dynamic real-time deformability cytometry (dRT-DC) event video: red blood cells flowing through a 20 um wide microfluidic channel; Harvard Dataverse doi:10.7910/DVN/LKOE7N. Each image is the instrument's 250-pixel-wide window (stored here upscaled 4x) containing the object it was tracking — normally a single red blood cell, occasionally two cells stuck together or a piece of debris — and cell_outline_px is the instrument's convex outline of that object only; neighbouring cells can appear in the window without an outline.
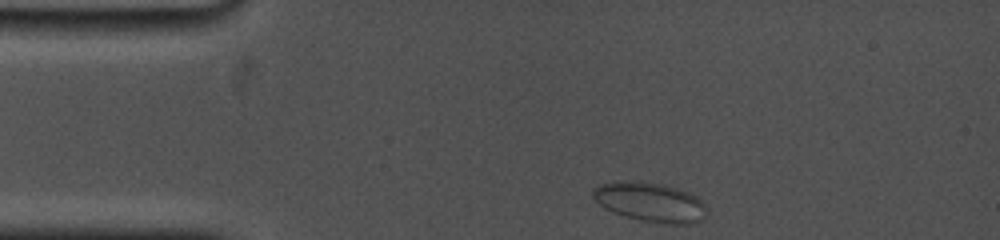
{"species": "common noctule bat (a hibernating species)", "species_latin": "Nyctalus noctula", "temperature_condition": "cold", "stored_images_in_passage": 87, "camera_frame_rate_fps": 5000, "um_per_image_px": 0.085, "animal": {"sex": "female", "body_mass_g": 19.0, "forearm_length_mm": 53.3}, "frame": {"image": 1, "passage_image": 1, "time_ms": 0.0, "image_size_px": [1000, 240], "cell_outline_px": [[708, 208], [704, 220], [692, 224], [668, 224], [640, 220], [624, 216], [612, 212], [604, 208], [592, 196], [592, 188], [600, 184], [620, 180], [640, 180], [664, 184], [688, 192], [696, 196]], "centroid_in_image_um": [55.27, 17.17], "position_along_channel_um": 29.7, "area_um2": 26.65}}
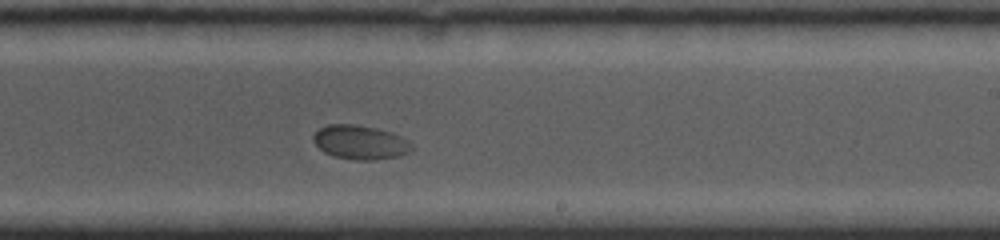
{"frame": {"image": 2, "passage_image": 47, "time_ms": 7.6, "image_size_px": [1000, 240], "cell_outline_px": [[412, 148], [408, 152], [400, 156], [372, 160], [356, 160], [332, 156], [324, 152], [312, 140], [312, 136], [320, 128], [328, 124], [352, 124], [376, 128], [400, 136], [408, 140], [412, 144]], "centroid_in_image_um": [30.59, 12.1], "position_along_channel_um": 258.4, "area_um2": 19.42}}
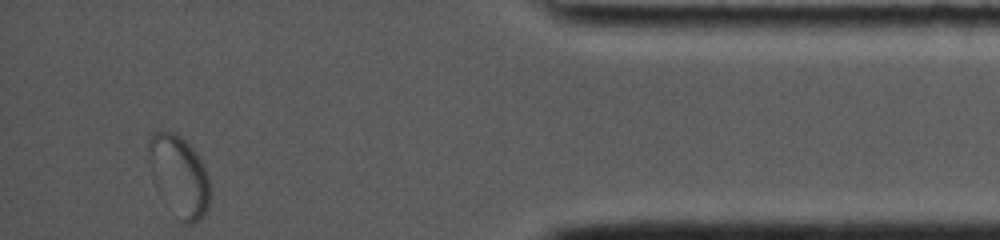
{"frame": {"image": 3, "passage_image": 86, "time_ms": 13.0, "image_size_px": [1000, 240], "cell_outline_px": [[208, 208], [200, 220], [192, 224], [184, 224], [152, 176], [148, 140], [156, 132], [172, 132], [180, 136], [192, 148], [200, 160], [208, 176]], "centroid_in_image_um": [15.26, 14.92], "position_along_channel_um": 419.9, "area_um2": 27.17}}